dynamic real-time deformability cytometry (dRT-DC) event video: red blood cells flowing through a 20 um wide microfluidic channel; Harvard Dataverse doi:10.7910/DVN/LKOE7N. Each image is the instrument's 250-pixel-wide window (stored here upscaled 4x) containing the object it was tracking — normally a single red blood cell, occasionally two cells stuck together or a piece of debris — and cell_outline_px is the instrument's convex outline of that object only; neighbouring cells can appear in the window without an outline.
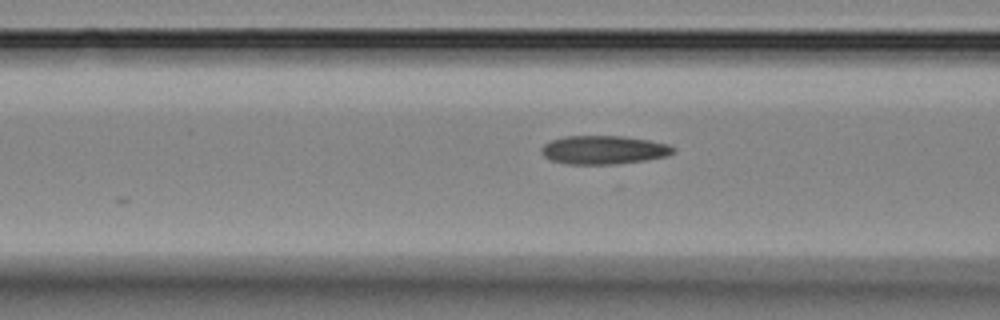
{"species": "Egyptian fruit bat (a non-hibernating species)", "species_latin": "Rousettus aegyptiacus", "temperature_condition": "room temperature", "stored_images_in_passage": 12, "camera_frame_rate_fps": 3000, "um_per_image_px": 0.085, "animal": {"sex": "female"}, "frame": {"image": 1, "passage_image": 5, "time_ms": 7.0, "image_size_px": [1000, 320], "cell_outline_px": [[676, 152], [664, 156], [644, 160], [616, 164], [568, 164], [548, 160], [540, 152], [540, 148], [544, 144], [552, 140], [564, 136], [620, 136], [648, 140], [668, 144], [676, 148]], "centroid_in_image_um": [51.27, 12.74], "position_along_channel_um": 115.3, "area_um2": 21.96}}